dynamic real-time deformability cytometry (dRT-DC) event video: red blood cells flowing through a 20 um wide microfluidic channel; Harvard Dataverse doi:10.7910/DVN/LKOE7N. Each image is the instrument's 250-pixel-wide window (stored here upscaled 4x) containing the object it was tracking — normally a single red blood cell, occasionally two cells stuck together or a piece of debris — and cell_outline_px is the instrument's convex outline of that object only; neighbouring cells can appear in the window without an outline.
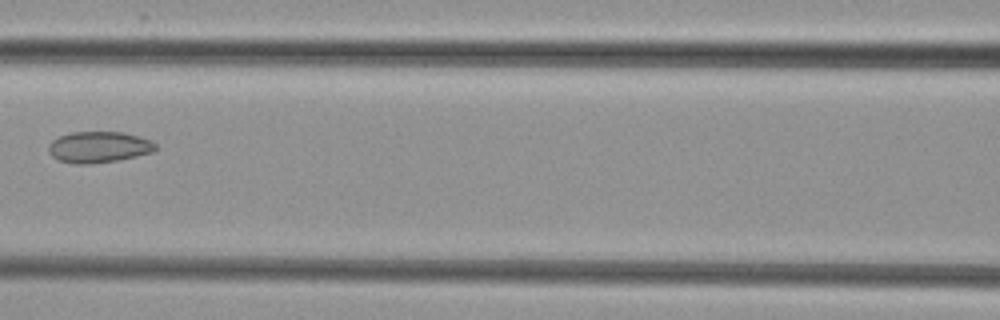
{"species": "common noctule bat (a hibernating species)", "species_latin": "Nyctalus noctula", "temperature_condition": "cold", "stored_images_in_passage": 3, "camera_frame_rate_fps": 3000, "um_per_image_px": 0.085, "animal": {"sex": "female", "body_mass_g": 29.2, "forearm_length_mm": 56.3}, "frame": {"image": 1, "passage_image": 3, "time_ms": 2.333, "image_size_px": [1000, 320], "cell_outline_px": [[156, 148], [152, 152], [136, 156], [116, 160], [92, 164], [76, 164], [60, 160], [52, 156], [48, 152], [48, 144], [52, 140], [60, 136], [72, 132], [124, 132], [140, 136], [152, 140], [156, 144]], "centroid_in_image_um": [8.4, 12.49], "position_along_channel_um": 158.2, "area_um2": 19.48}}